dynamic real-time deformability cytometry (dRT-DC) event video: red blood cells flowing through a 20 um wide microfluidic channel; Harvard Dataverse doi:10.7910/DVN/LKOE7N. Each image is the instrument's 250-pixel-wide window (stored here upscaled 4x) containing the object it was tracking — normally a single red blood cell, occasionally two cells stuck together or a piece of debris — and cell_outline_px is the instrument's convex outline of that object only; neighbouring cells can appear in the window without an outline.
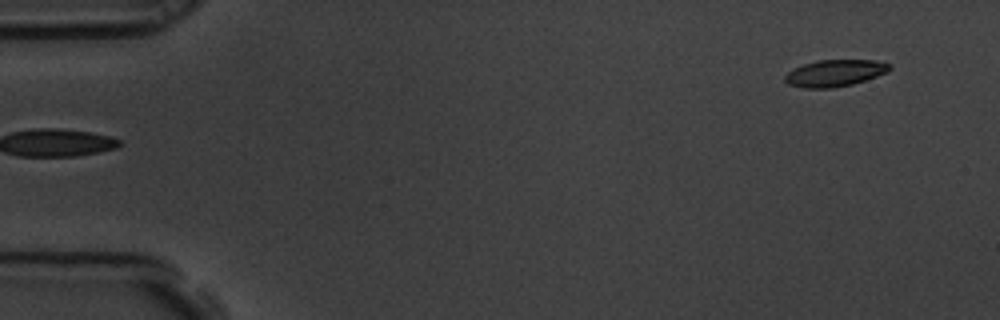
{"species": "common noctule bat (a hibernating species)", "species_latin": "Nyctalus noctula", "temperature_condition": "room temperature", "stored_images_in_passage": 4, "segment_of_instrument_passage": [2, 2], "camera_frame_rate_fps": 3000, "um_per_image_px": 0.085, "animal": {"sex": "male", "body_mass_g": 19.5, "forearm_length_mm": 54.6}, "frame": {"image": 1, "passage_image": 4, "time_ms": 1.0, "image_size_px": [1000, 320], "cell_outline_px": [[892, 68], [888, 72], [852, 84], [832, 88], [804, 88], [788, 84], [784, 80], [784, 76], [792, 68], [816, 60], [876, 60], [892, 64]], "centroid_in_image_um": [70.96, 6.2], "position_along_channel_um": 14.0, "area_um2": 16.42}}